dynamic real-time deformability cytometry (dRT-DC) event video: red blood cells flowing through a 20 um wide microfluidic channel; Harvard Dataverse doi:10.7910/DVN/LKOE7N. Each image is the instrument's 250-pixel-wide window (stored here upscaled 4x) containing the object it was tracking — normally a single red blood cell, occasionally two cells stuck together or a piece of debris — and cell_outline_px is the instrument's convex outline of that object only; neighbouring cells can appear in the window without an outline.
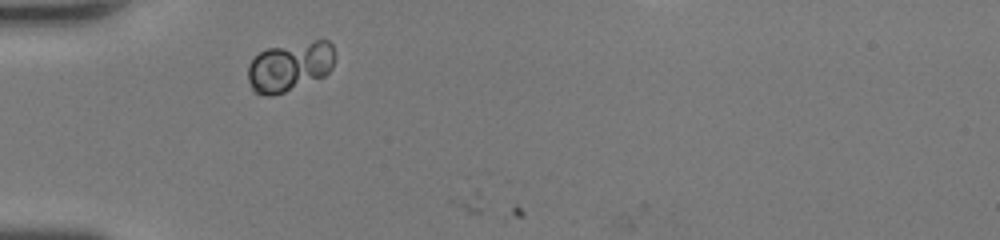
{"species": "human", "species_latin": "Homo sapiens", "temperature_condition": "room temperature", "stored_images_in_passage": 3, "camera_frame_rate_fps": 3000, "um_per_image_px": 0.085, "donor": {"sex": "female"}, "frame": {"image": 1, "passage_image": 2, "time_ms": 0.333, "image_size_px": [1000, 240], "cell_outline_px": [[332, 68], [324, 76], [284, 92], [272, 96], [268, 96], [252, 92], [248, 80], [248, 64], [260, 52], [268, 48], [316, 40], [328, 40], [332, 44]], "centroid_in_image_um": [24.59, 5.67], "position_along_channel_um": 60.4, "area_um2": 24.85}}